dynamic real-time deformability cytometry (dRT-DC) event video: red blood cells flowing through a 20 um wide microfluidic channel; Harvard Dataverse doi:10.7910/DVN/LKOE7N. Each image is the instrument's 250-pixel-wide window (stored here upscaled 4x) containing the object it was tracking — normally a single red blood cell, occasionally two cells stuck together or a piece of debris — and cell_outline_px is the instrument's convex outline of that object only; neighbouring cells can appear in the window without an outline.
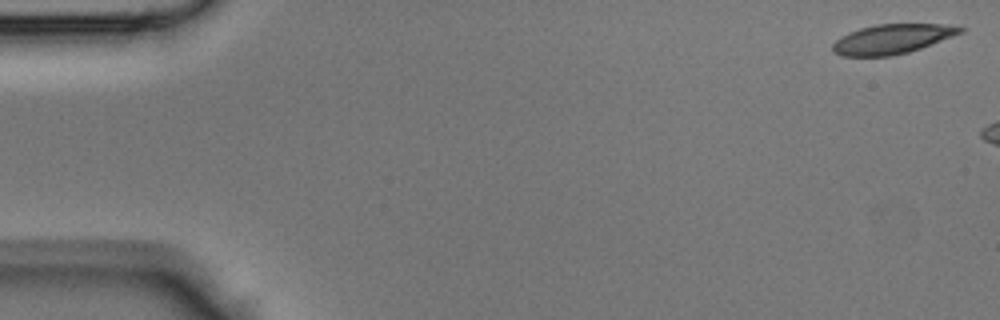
{"species": "Egyptian fruit bat (a non-hibernating species)", "species_latin": "Rousettus aegyptiacus", "temperature_condition": "room temperature", "stored_images_in_passage": 6, "camera_frame_rate_fps": 3000, "um_per_image_px": 0.085, "animal": {"sex": "male"}, "frame": {"image": 1, "passage_image": 1, "time_ms": 0.0, "image_size_px": [1000, 320], "cell_outline_px": [[964, 32], [920, 48], [908, 52], [892, 56], [840, 56], [832, 52], [832, 44], [836, 40], [848, 32], [860, 28], [876, 24], [940, 24], [964, 28]], "centroid_in_image_um": [75.78, 3.32], "position_along_channel_um": 9.2, "area_um2": 21.91}}